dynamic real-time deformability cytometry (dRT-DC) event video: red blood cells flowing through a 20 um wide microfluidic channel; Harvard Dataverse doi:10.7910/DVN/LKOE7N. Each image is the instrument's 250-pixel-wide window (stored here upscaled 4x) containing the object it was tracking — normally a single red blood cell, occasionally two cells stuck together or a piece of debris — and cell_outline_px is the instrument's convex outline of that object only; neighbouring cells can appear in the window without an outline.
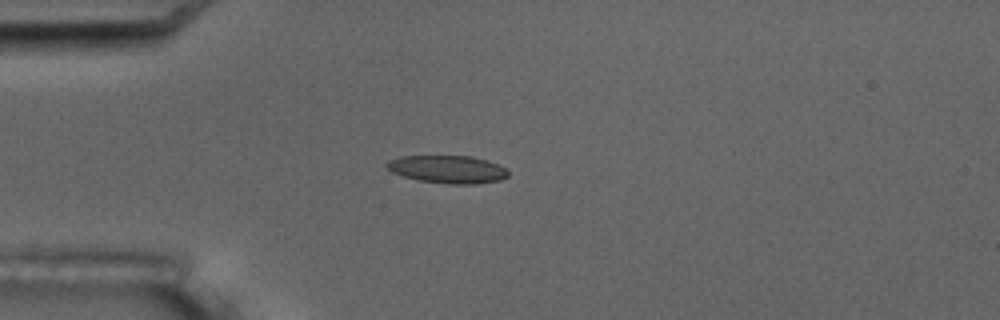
{"species": "common noctule bat (a hibernating species)", "species_latin": "Nyctalus noctula", "temperature_condition": "room temperature", "stored_images_in_passage": 10, "camera_frame_rate_fps": 3000, "um_per_image_px": 0.085, "animal": {"sex": "male", "body_mass_g": 17.5, "forearm_length_mm": 52.3}, "frame": {"image": 1, "passage_image": 4, "time_ms": 3.333, "image_size_px": [1000, 320], "cell_outline_px": [[508, 176], [500, 180], [476, 184], [448, 184], [420, 180], [404, 176], [392, 172], [384, 164], [388, 160], [400, 156], [472, 156], [488, 160], [500, 164], [508, 172]], "centroid_in_image_um": [38.07, 14.38], "position_along_channel_um": 46.9, "area_um2": 19.71}}